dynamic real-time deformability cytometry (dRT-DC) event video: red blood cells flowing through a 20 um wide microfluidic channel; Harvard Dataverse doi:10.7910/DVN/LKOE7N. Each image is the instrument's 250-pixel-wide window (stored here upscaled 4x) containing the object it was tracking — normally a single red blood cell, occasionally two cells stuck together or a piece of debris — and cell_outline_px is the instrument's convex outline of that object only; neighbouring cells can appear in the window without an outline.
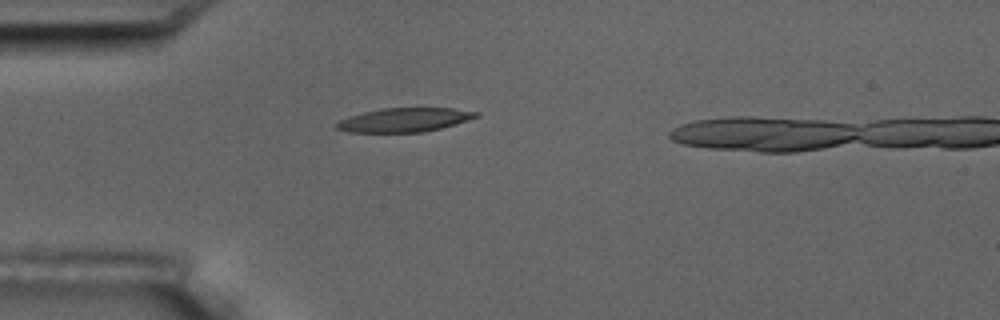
{"species": "common noctule bat (a hibernating species)", "species_latin": "Nyctalus noctula", "temperature_condition": "room temperature", "stored_images_in_passage": 36, "camera_frame_rate_fps": 3000, "um_per_image_px": 0.085, "animal": {"sex": "male", "body_mass_g": 17.5, "forearm_length_mm": 52.3}, "frame": {"image": 1, "passage_image": 2, "time_ms": 0.333, "image_size_px": [1000, 320], "cell_outline_px": [[480, 116], [468, 120], [440, 128], [424, 132], [348, 132], [336, 128], [336, 124], [340, 120], [348, 116], [380, 108], [452, 108], [480, 112]], "centroid_in_image_um": [34.39, 10.18], "position_along_channel_um": 50.6, "area_um2": 19.42}}
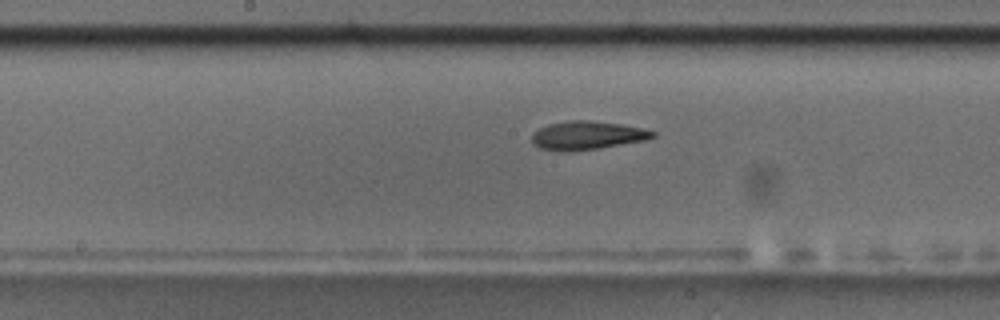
{"frame": {"image": 2, "passage_image": 15, "time_ms": 4.667, "image_size_px": [1000, 320], "cell_outline_px": [[656, 136], [644, 140], [600, 148], [568, 152], [540, 148], [532, 144], [532, 132], [548, 124], [568, 120], [588, 120], [620, 124], [644, 128], [656, 132]], "centroid_in_image_um": [49.89, 11.5], "position_along_channel_um": 198.3, "area_um2": 20.11}}
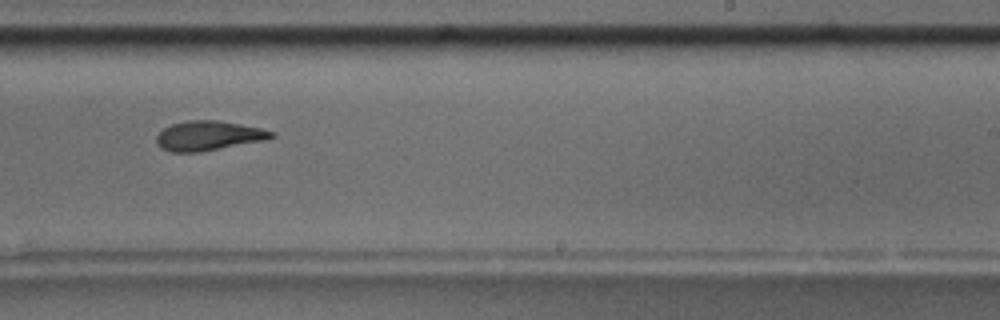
{"frame": {"image": 3, "passage_image": 21, "time_ms": 6.667, "image_size_px": [1000, 320], "cell_outline_px": [[276, 136], [268, 140], [200, 152], [172, 152], [160, 148], [156, 144], [156, 136], [164, 128], [172, 124], [188, 120], [216, 120], [240, 124], [260, 128], [276, 132]], "centroid_in_image_um": [17.75, 11.54], "position_along_channel_um": 271.3, "area_um2": 20.0}}